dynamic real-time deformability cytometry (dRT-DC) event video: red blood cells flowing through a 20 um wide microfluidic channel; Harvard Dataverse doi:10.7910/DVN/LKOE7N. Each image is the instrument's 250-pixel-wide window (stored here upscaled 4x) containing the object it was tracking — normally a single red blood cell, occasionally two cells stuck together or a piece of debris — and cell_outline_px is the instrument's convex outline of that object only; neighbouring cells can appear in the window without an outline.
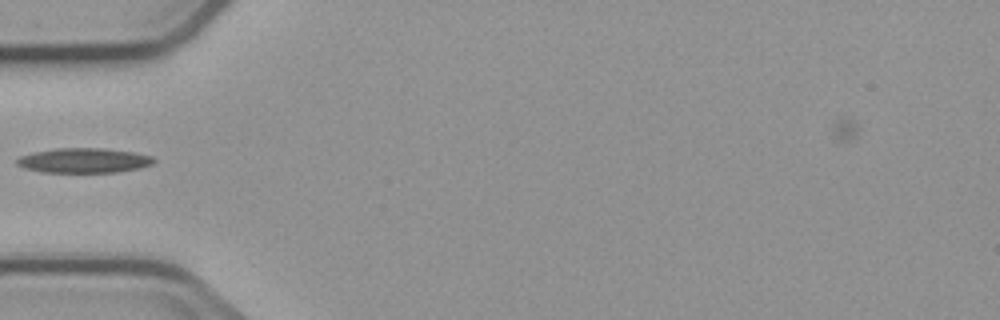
{"species": "common noctule bat (a hibernating species)", "species_latin": "Nyctalus noctula", "temperature_condition": "cold", "stored_images_in_passage": 4, "camera_frame_rate_fps": 3000, "um_per_image_px": 0.085, "animal": {"sex": "male", "body_mass_g": 23.1, "forearm_length_mm": 52.7}, "frame": {"image": 1, "passage_image": 4, "time_ms": 3.333, "image_size_px": [1000, 320], "cell_outline_px": [[156, 160], [152, 164], [140, 168], [116, 172], [40, 172], [24, 168], [16, 164], [16, 160], [20, 156], [36, 152], [56, 148], [104, 148], [132, 152], [152, 156]], "centroid_in_image_um": [7.13, 13.64], "position_along_channel_um": 77.9, "area_um2": 19.71}}